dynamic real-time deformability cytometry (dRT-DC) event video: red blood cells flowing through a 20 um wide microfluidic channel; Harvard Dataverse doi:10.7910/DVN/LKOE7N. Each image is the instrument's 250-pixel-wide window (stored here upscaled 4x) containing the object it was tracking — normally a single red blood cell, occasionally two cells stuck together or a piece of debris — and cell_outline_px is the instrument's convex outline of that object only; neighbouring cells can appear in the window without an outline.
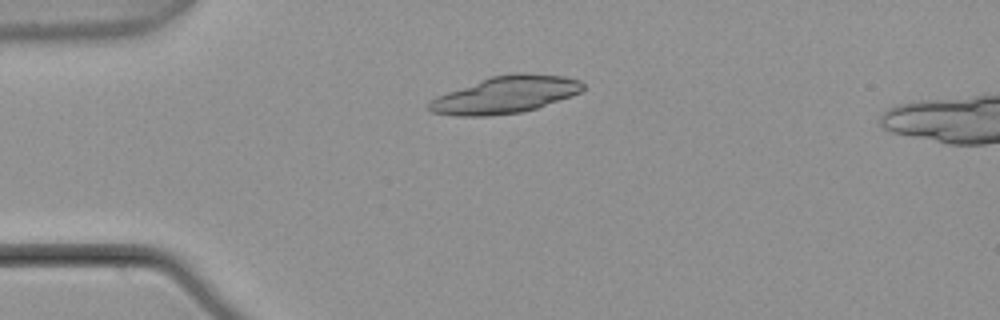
{"species": "common noctule bat (a hibernating species)", "species_latin": "Nyctalus noctula", "temperature_condition": "warm", "stored_images_in_passage": 5, "camera_frame_rate_fps": 3000, "um_per_image_px": 0.085, "animal": {"sex": "male", "body_mass_g": 21.5, "forearm_length_mm": 52.0}, "frame": {"image": 1, "passage_image": 4, "time_ms": 1.0, "image_size_px": [1000, 320], "cell_outline_px": [[584, 88], [580, 92], [572, 96], [536, 108], [520, 112], [488, 116], [456, 116], [432, 112], [428, 108], [428, 104], [436, 96], [492, 76], [512, 72], [528, 72], [564, 76], [580, 80], [584, 84]], "centroid_in_image_um": [42.99, 8.04], "position_along_channel_um": 42.0, "area_um2": 33.18}}